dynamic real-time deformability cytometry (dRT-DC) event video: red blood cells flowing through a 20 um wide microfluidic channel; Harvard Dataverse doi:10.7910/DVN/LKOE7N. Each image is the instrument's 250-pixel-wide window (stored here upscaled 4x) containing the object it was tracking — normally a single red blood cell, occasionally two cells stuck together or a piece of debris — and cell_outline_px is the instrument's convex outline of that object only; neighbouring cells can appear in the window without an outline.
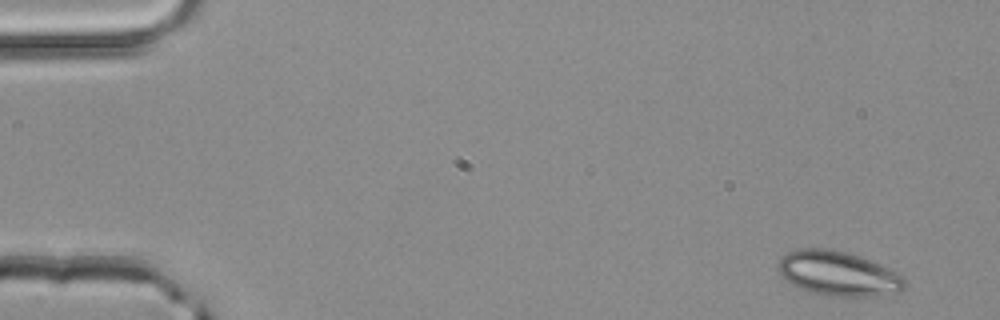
{"species": "common noctule bat (a hibernating species)", "species_latin": "Nyctalus noctula", "temperature_condition": "room temperature", "stored_images_in_passage": 3, "camera_frame_rate_fps": 3000, "um_per_image_px": 0.085, "animal": {"sex": "male", "body_mass_g": 20.4}, "frame": {"image": 1, "passage_image": 1, "time_ms": 0.0, "image_size_px": [1000, 320], "cell_outline_px": [[908, 284], [900, 292], [876, 296], [824, 296], [800, 288], [792, 284], [780, 276], [776, 268], [776, 260], [780, 256], [788, 252], [800, 248], [824, 248], [848, 252], [860, 256], [888, 268], [904, 276]], "centroid_in_image_um": [71.22, 23.25], "position_along_channel_um": 13.8, "area_um2": 33.41}}